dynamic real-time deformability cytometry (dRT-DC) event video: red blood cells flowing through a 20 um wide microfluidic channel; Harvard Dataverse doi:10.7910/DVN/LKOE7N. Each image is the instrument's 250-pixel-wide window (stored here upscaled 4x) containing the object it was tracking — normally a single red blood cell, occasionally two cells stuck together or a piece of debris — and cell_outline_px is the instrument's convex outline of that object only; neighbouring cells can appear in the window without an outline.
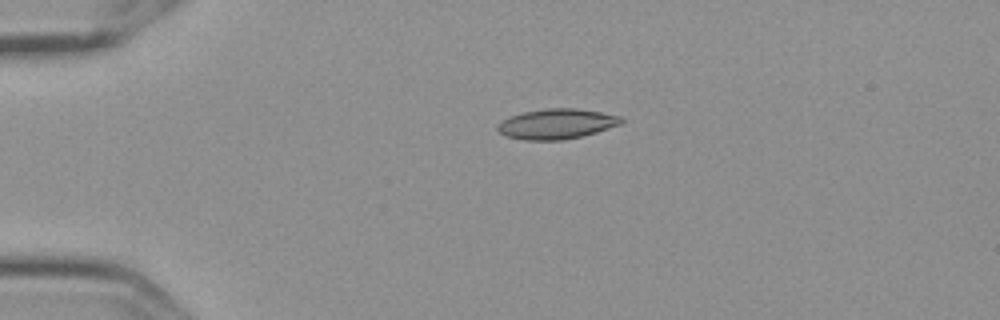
{"species": "Egyptian fruit bat (a non-hibernating species)", "species_latin": "Rousettus aegyptiacus", "temperature_condition": "cold", "stored_images_in_passage": 5, "camera_frame_rate_fps": 3000, "um_per_image_px": 0.085, "frame": {"image": 1, "passage_image": 4, "time_ms": 1.0, "image_size_px": [1000, 320], "cell_outline_px": [[624, 120], [620, 124], [596, 132], [564, 140], [524, 140], [504, 136], [496, 128], [504, 120], [512, 116], [524, 112], [548, 108], [576, 108], [600, 112], [620, 116]], "centroid_in_image_um": [47.32, 10.54], "position_along_channel_um": 37.7, "area_um2": 21.44}}